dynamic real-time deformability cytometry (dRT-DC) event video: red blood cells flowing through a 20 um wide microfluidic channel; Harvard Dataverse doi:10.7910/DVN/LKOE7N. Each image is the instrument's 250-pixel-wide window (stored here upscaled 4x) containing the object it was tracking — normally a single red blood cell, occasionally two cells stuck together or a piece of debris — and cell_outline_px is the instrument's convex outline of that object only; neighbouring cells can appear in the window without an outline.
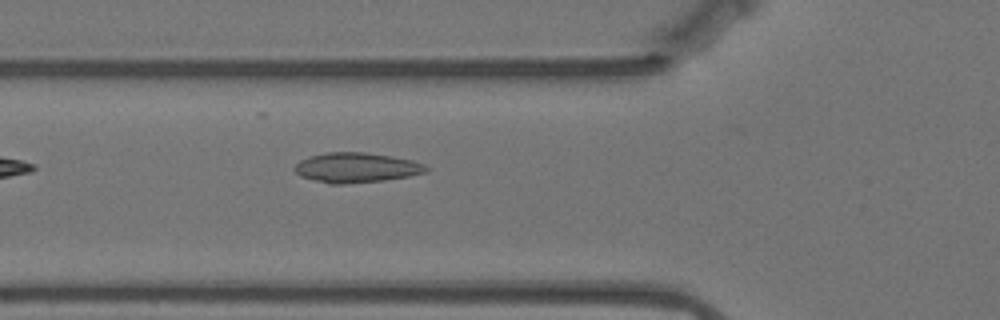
{"species": "Egyptian fruit bat (a non-hibernating species)", "species_latin": "Rousettus aegyptiacus", "temperature_condition": "warm", "stored_images_in_passage": 16, "camera_frame_rate_fps": 3000, "um_per_image_px": 0.085, "animal": {"sex": "female"}, "frame": {"image": 1, "passage_image": 3, "time_ms": 0.667, "image_size_px": [1000, 320], "cell_outline_px": [[428, 172], [408, 176], [384, 180], [344, 184], [328, 184], [312, 180], [300, 176], [292, 168], [300, 160], [308, 156], [324, 152], [364, 152], [392, 156], [412, 160], [424, 164], [428, 168]], "centroid_in_image_um": [30.25, 14.24], "position_along_channel_um": 95.6, "area_um2": 23.12}}
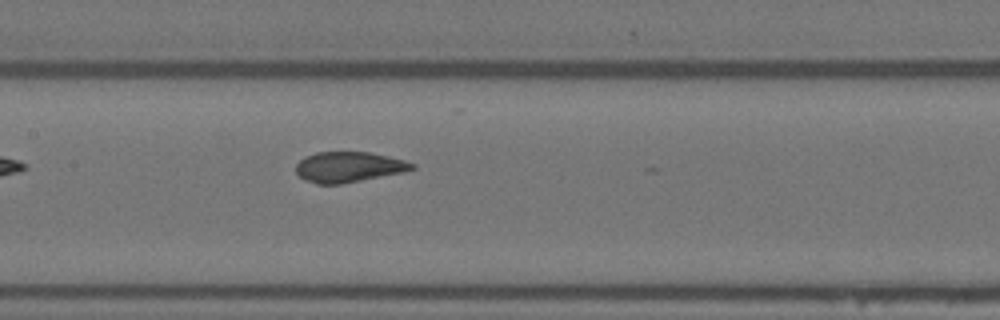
{"frame": {"image": 2, "passage_image": 10, "time_ms": 3.0, "image_size_px": [1000, 320], "cell_outline_px": [[416, 168], [404, 172], [340, 184], [316, 184], [304, 180], [296, 172], [296, 164], [304, 156], [316, 152], [372, 152], [404, 160], [416, 164]], "centroid_in_image_um": [29.63, 14.19], "position_along_channel_um": 177.8, "area_um2": 20.69}}
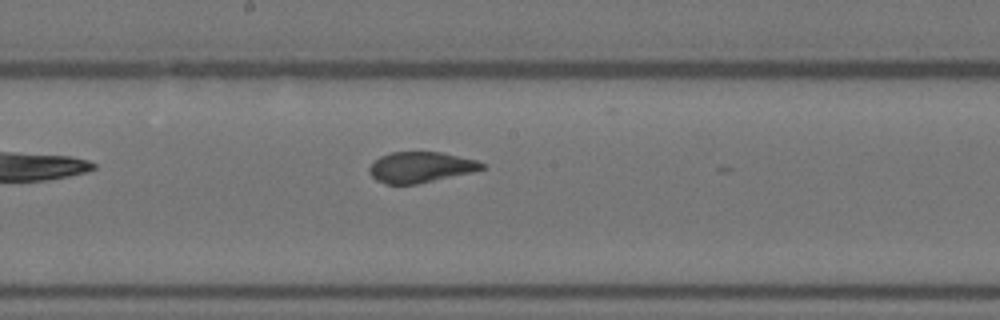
{"frame": {"image": 3, "passage_image": 13, "time_ms": 4.0, "image_size_px": [1000, 320], "cell_outline_px": [[488, 164], [484, 168], [472, 172], [416, 184], [388, 184], [376, 180], [368, 172], [368, 168], [380, 156], [392, 152], [440, 152], [476, 160]], "centroid_in_image_um": [35.75, 14.21], "position_along_channel_um": 212.4, "area_um2": 20.0}}